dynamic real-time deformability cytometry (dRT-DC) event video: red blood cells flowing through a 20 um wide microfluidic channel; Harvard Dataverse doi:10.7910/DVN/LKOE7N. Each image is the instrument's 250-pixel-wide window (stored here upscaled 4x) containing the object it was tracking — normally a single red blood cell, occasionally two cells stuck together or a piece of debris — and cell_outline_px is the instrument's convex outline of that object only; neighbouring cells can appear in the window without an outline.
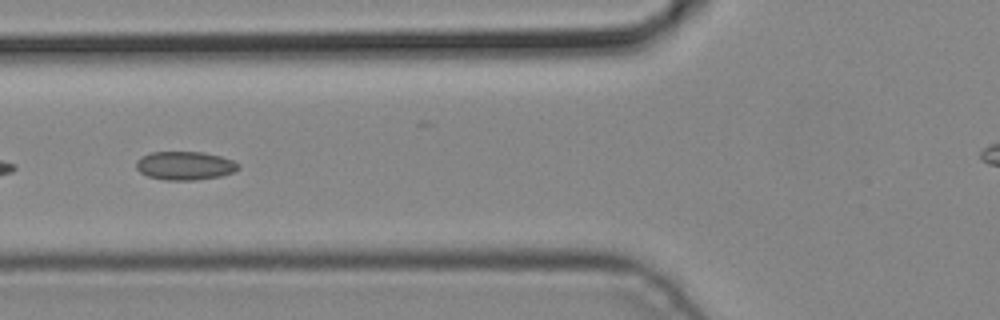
{"species": "common noctule bat (a hibernating species)", "species_latin": "Nyctalus noctula", "temperature_condition": "cold", "stored_images_in_passage": 6, "segment_of_instrument_passage": [1, 2], "camera_frame_rate_fps": 3000, "um_per_image_px": 0.085, "animal": {"sex": "male", "body_mass_g": 19.2, "forearm_length_mm": 51.8}, "frame": {"image": 1, "passage_image": 5, "time_ms": 1.333, "image_size_px": [1000, 320], "cell_outline_px": [[240, 168], [232, 172], [220, 176], [196, 180], [168, 180], [148, 176], [140, 172], [136, 168], [136, 160], [140, 156], [152, 152], [204, 152], [220, 156], [232, 160], [240, 164]], "centroid_in_image_um": [15.71, 14.07], "position_along_channel_um": 110.1, "area_um2": 16.99}}